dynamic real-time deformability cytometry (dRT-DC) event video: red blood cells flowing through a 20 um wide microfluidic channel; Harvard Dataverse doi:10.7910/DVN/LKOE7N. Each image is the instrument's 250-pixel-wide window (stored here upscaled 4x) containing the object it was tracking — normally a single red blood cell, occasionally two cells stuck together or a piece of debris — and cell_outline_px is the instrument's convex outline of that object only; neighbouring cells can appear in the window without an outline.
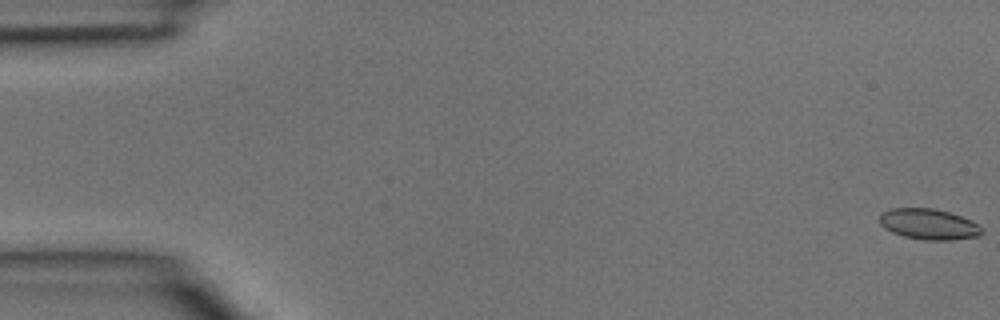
{"species": "common noctule bat (a hibernating species)", "species_latin": "Nyctalus noctula", "temperature_condition": "room temperature", "stored_images_in_passage": 5, "segment_of_instrument_passage": [1, 2], "camera_frame_rate_fps": 3000, "um_per_image_px": 0.085, "animal": {"sex": "male", "body_mass_g": 15.6}, "frame": {"image": 1, "passage_image": 1, "time_ms": 0.0, "image_size_px": [1000, 320], "cell_outline_px": [[984, 232], [980, 236], [948, 240], [924, 240], [904, 236], [892, 232], [884, 228], [880, 224], [880, 216], [884, 212], [892, 208], [932, 208], [948, 212], [960, 216], [984, 228]], "centroid_in_image_um": [78.95, 19.06], "position_along_channel_um": 6.0, "area_um2": 18.15}}
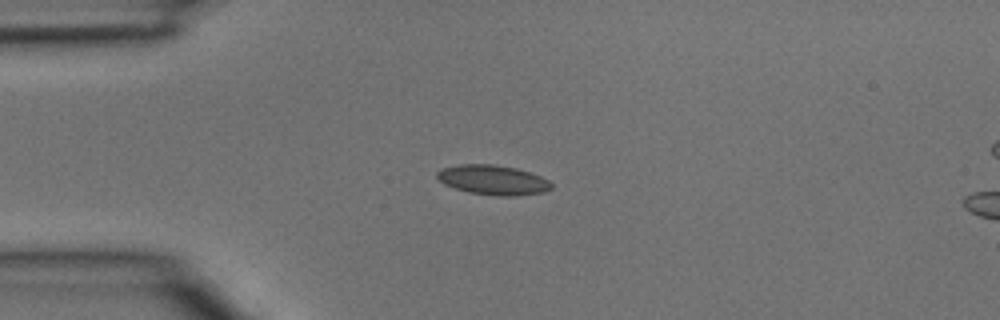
{"frame": {"image": 2, "passage_image": 4, "time_ms": 1.0, "image_size_px": [1000, 320], "cell_outline_px": [[552, 188], [544, 192], [516, 196], [500, 196], [468, 192], [444, 184], [436, 176], [436, 172], [440, 168], [460, 164], [492, 164], [516, 168], [540, 176], [548, 180], [552, 184]], "centroid_in_image_um": [41.89, 15.29], "position_along_channel_um": 43.1, "area_um2": 19.77}}